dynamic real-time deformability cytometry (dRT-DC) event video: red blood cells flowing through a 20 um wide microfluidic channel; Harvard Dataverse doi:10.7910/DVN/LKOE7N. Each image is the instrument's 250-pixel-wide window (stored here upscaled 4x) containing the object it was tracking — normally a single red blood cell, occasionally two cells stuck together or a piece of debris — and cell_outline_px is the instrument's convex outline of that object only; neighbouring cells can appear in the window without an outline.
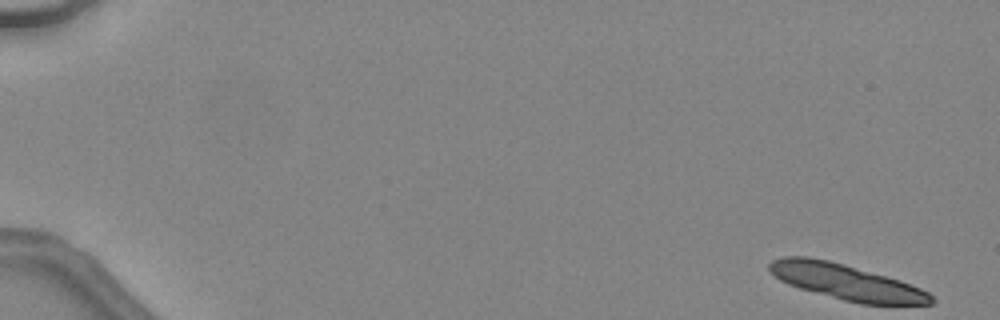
{"species": "common noctule bat (a hibernating species)", "species_latin": "Nyctalus noctula", "temperature_condition": "warm", "stored_images_in_passage": 15, "camera_frame_rate_fps": 3000, "um_per_image_px": 0.085, "animal": {"sex": "female", "body_mass_g": 24.6, "forearm_length_mm": 56.2}, "frame": {"image": 1, "passage_image": 1, "time_ms": 0.0, "image_size_px": [1000, 320], "cell_outline_px": [[936, 300], [932, 304], [860, 304], [844, 300], [800, 288], [788, 284], [780, 280], [768, 268], [768, 264], [772, 260], [784, 256], [808, 256], [828, 260], [844, 264], [900, 280], [920, 288], [928, 292]], "centroid_in_image_um": [71.93, 23.96], "position_along_channel_um": 13.1, "area_um2": 33.23}}